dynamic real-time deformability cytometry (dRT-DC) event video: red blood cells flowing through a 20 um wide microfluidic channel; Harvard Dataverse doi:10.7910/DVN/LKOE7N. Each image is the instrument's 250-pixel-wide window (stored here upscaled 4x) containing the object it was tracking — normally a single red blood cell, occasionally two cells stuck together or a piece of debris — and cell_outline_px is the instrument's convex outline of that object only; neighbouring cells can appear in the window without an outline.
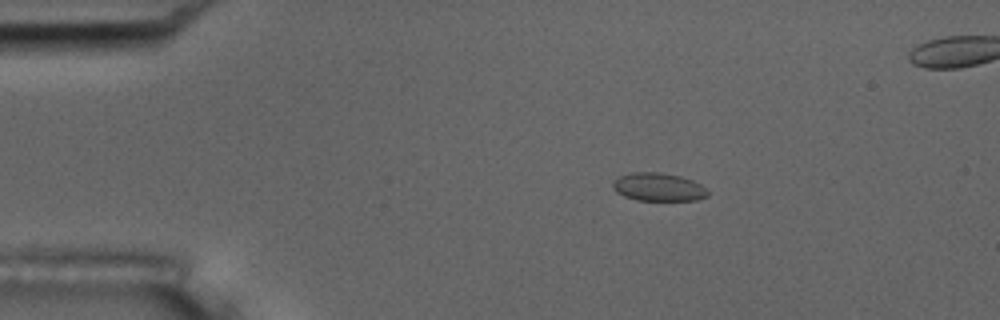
{"species": "common noctule bat (a hibernating species)", "species_latin": "Nyctalus noctula", "temperature_condition": "room temperature", "stored_images_in_passage": 54, "camera_frame_rate_fps": 3000, "um_per_image_px": 0.085, "animal": {"sex": "male", "body_mass_g": 17.5, "forearm_length_mm": 52.3}, "frame": {"image": 1, "passage_image": 9, "time_ms": 2.667, "image_size_px": [1000, 320], "cell_outline_px": [[708, 196], [696, 200], [636, 200], [624, 196], [616, 192], [612, 188], [612, 184], [620, 176], [632, 172], [660, 172], [680, 176], [692, 180], [700, 184], [708, 192]], "centroid_in_image_um": [55.95, 15.9], "position_along_channel_um": 29.1, "area_um2": 15.49}}
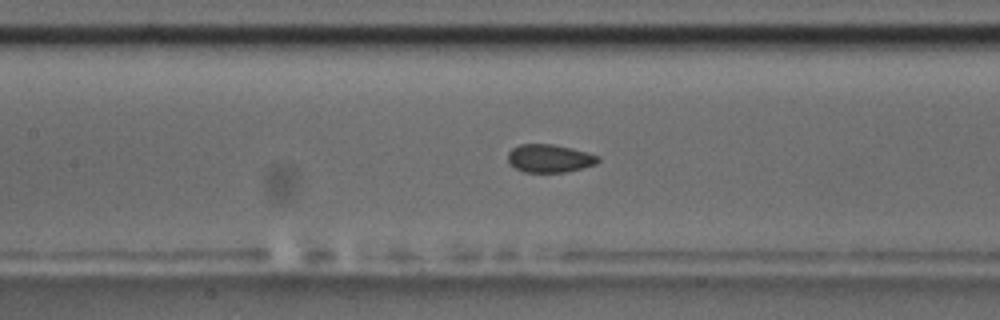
{"frame": {"image": 2, "passage_image": 24, "time_ms": 7.667, "image_size_px": [1000, 320], "cell_outline_px": [[600, 160], [596, 164], [564, 172], [524, 172], [508, 164], [508, 152], [512, 148], [520, 144], [552, 144], [572, 148], [588, 152], [600, 156]], "centroid_in_image_um": [46.7, 13.45], "position_along_channel_um": 160.7, "area_um2": 14.8}, "authors_computed_cell_mechanics": {"area_um2": 15.4904, "velocity_mm_per_s": 3.7355, "shape_relaxation_time_tau1_ms": null, "shape_relaxation_time_tau2_ms": 0.8507, "deformation_change_tau1": null, "deformation_change_tau2": 0.0494}}